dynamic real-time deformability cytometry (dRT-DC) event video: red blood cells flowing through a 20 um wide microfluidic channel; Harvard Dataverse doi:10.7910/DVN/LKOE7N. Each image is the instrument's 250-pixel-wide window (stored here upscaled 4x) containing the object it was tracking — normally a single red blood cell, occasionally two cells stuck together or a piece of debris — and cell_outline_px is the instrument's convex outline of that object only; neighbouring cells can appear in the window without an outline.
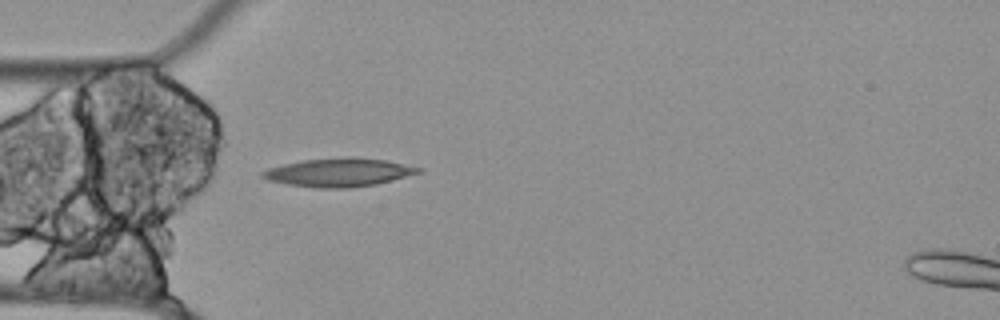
{"species": "Egyptian fruit bat (a non-hibernating species)", "species_latin": "Rousettus aegyptiacus", "temperature_condition": "cold", "stored_images_in_passage": 7, "camera_frame_rate_fps": 3000, "um_per_image_px": 0.085, "animal": {"sex": "female"}, "frame": {"image": 1, "passage_image": 1, "time_ms": 0.0, "image_size_px": [1000, 320], "cell_outline_px": [[424, 168], [420, 172], [376, 184], [352, 188], [316, 188], [288, 184], [268, 180], [260, 176], [260, 172], [268, 168], [284, 164], [304, 160], [344, 156], [356, 156], [384, 160]], "centroid_in_image_um": [28.77, 14.64], "position_along_channel_um": 56.2, "area_um2": 25.89}}
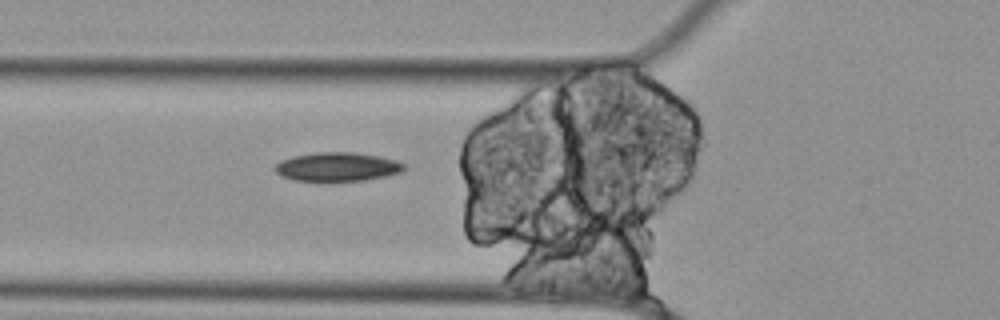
{"frame": {"image": 2, "passage_image": 4, "time_ms": 1.0, "image_size_px": [1000, 320], "cell_outline_px": [[408, 168], [404, 172], [364, 180], [328, 184], [296, 180], [280, 176], [272, 168], [280, 160], [296, 156], [316, 152], [356, 152], [380, 156], [396, 160], [404, 164]], "centroid_in_image_um": [28.67, 14.22], "position_along_channel_um": 97.1, "area_um2": 22.66}}
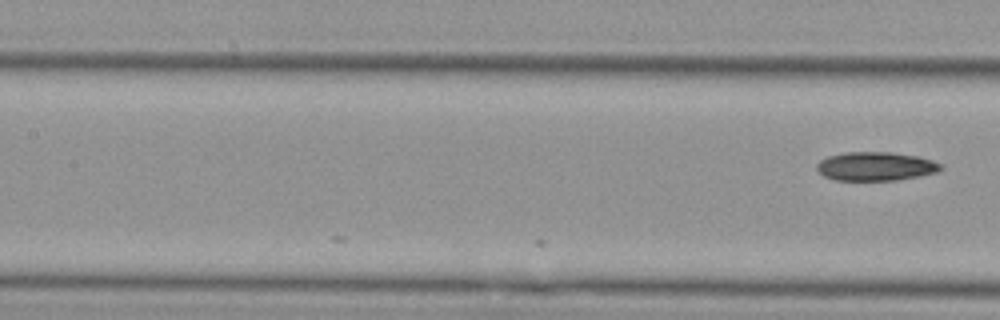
{"frame": {"image": 3, "passage_image": 7, "time_ms": 2.0, "image_size_px": [1000, 320], "cell_outline_px": [[944, 168], [936, 172], [920, 176], [896, 180], [836, 180], [824, 176], [816, 168], [816, 164], [820, 160], [828, 156], [848, 152], [892, 152], [916, 156], [932, 160], [940, 164]], "centroid_in_image_um": [74.43, 14.14], "position_along_channel_um": 133.0, "area_um2": 20.69}}